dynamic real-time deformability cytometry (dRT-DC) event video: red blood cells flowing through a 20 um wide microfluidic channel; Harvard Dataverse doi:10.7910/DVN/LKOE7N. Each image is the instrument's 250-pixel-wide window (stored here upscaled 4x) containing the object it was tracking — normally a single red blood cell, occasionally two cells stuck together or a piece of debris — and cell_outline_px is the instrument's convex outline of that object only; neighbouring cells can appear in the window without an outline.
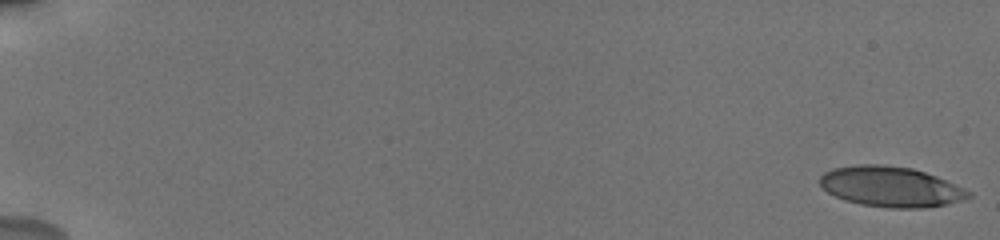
{"species": "human", "species_latin": "Homo sapiens", "temperature_condition": "cold", "stored_images_in_passage": 38, "camera_frame_rate_fps": 3000, "um_per_image_px": 0.085, "donor": {"sex": "male"}, "frame": {"image": 1, "passage_image": 1, "time_ms": 0.0, "image_size_px": [1000, 240], "cell_outline_px": [[972, 196], [964, 200], [948, 204], [924, 208], [888, 208], [860, 204], [844, 200], [828, 192], [820, 184], [820, 176], [824, 172], [832, 168], [860, 164], [884, 164], [912, 168], [936, 176], [964, 188], [972, 192]], "centroid_in_image_um": [75.73, 15.87], "position_along_channel_um": 9.3, "area_um2": 35.08}}
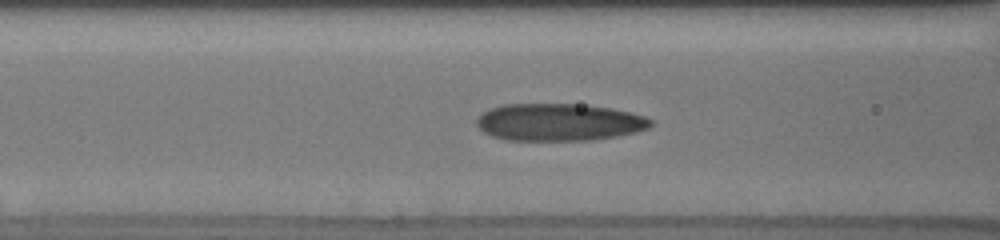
{"frame": {"image": 2, "passage_image": 26, "time_ms": 8.0, "image_size_px": [1000, 240], "cell_outline_px": [[652, 124], [648, 128], [636, 132], [616, 136], [592, 140], [508, 140], [492, 136], [484, 132], [476, 124], [476, 120], [488, 108], [500, 104], [580, 104], [612, 108], [644, 116], [652, 120]], "centroid_in_image_um": [47.5, 10.38], "position_along_channel_um": 119.1, "area_um2": 37.86}}
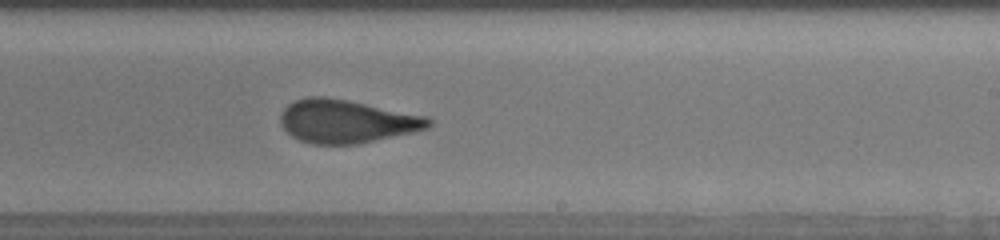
{"frame": {"image": 3, "passage_image": 38, "time_ms": 11.667, "image_size_px": [1000, 240], "cell_outline_px": [[432, 124], [428, 128], [412, 132], [356, 144], [312, 144], [300, 140], [292, 136], [280, 124], [280, 116], [284, 108], [288, 104], [296, 100], [308, 96], [324, 96], [348, 100], [428, 116], [432, 120]], "centroid_in_image_um": [29.45, 10.3], "position_along_channel_um": 259.6, "area_um2": 37.22}}